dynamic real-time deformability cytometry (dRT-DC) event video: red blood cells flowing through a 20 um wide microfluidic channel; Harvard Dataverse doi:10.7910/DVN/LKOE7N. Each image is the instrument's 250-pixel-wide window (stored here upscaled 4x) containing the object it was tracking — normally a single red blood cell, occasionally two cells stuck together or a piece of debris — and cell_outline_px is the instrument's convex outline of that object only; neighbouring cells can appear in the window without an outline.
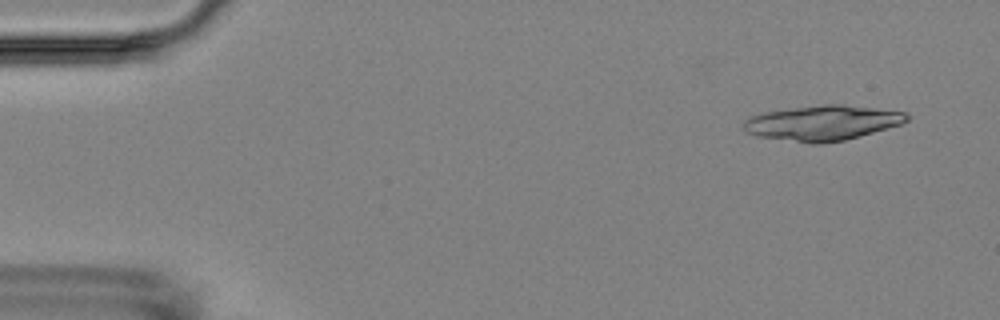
{"species": "Egyptian fruit bat (a non-hibernating species)", "species_latin": "Rousettus aegyptiacus", "temperature_condition": "room temperature", "stored_images_in_passage": 6, "camera_frame_rate_fps": 3000, "um_per_image_px": 0.085, "animal": {"sex": "female"}, "frame": {"image": 1, "passage_image": 2, "time_ms": 1.0, "image_size_px": [1000, 320], "cell_outline_px": [[908, 120], [900, 124], [844, 140], [820, 144], [812, 144], [760, 136], [748, 132], [744, 128], [744, 120], [752, 116], [764, 112], [792, 108], [824, 104], [844, 104], [904, 112], [908, 116]], "centroid_in_image_um": [69.9, 10.44], "position_along_channel_um": 15.1, "area_um2": 32.77}}